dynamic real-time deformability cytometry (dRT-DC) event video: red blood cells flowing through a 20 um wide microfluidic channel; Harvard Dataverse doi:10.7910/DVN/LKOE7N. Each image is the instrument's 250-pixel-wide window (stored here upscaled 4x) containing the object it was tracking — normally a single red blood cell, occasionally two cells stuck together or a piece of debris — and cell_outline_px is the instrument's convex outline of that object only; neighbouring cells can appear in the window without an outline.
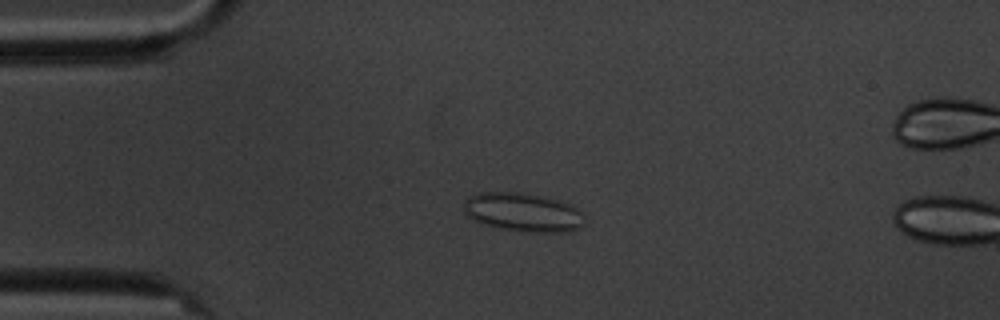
{"species": "common noctule bat (a hibernating species)", "species_latin": "Nyctalus noctula", "temperature_condition": "cold", "stored_images_in_passage": 5, "camera_frame_rate_fps": 3000, "um_per_image_px": 0.085, "animal": {"sex": "male", "body_mass_g": 20.1, "forearm_length_mm": 53.5}, "frame": {"image": 1, "passage_image": 4, "time_ms": 3.667, "image_size_px": [1000, 320], "cell_outline_px": [[584, 224], [580, 228], [572, 232], [528, 232], [500, 228], [480, 224], [472, 220], [464, 212], [464, 200], [468, 196], [480, 192], [528, 192], [560, 200], [568, 204], [580, 212], [584, 216]], "centroid_in_image_um": [44.43, 18.04], "position_along_channel_um": 40.6, "area_um2": 27.74}}